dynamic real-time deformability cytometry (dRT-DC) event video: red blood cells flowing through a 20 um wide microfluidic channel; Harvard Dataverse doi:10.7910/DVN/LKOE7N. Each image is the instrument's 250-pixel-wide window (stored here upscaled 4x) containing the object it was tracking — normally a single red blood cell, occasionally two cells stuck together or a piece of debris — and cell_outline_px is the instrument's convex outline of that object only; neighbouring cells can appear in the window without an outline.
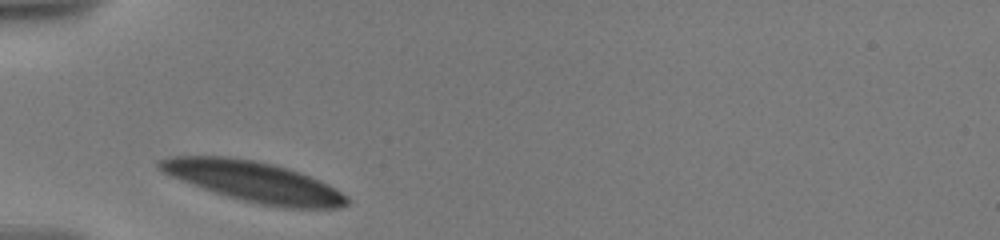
{"species": "human", "species_latin": "Homo sapiens", "temperature_condition": "warm", "stored_images_in_passage": 6, "camera_frame_rate_fps": 3000, "um_per_image_px": 0.085, "donor": {"sex": "male"}, "frame": {"image": 1, "passage_image": 1, "time_ms": 0.0, "image_size_px": [1000, 240], "cell_outline_px": [[352, 200], [348, 204], [340, 208], [284, 208], [260, 204], [228, 196], [180, 180], [164, 172], [156, 164], [156, 160], [172, 156], [224, 156], [252, 160], [272, 164], [308, 176], [328, 184], [348, 196]], "centroid_in_image_um": [21.6, 15.45], "position_along_channel_um": 63.4, "area_um2": 43.47}}
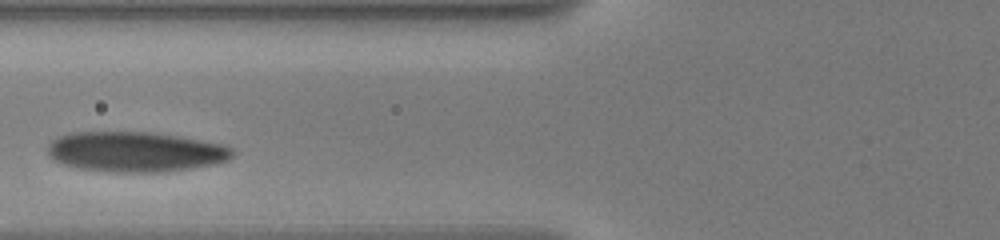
{"frame": {"image": 2, "passage_image": 4, "time_ms": 1.667, "image_size_px": [1000, 240], "cell_outline_px": [[232, 156], [228, 160], [212, 164], [192, 168], [168, 172], [108, 172], [80, 168], [64, 164], [52, 160], [48, 156], [48, 144], [52, 140], [60, 136], [72, 132], [148, 132], [176, 136], [220, 144], [232, 148]], "centroid_in_image_um": [11.45, 12.91], "position_along_channel_um": 114.3, "area_um2": 43.06}}